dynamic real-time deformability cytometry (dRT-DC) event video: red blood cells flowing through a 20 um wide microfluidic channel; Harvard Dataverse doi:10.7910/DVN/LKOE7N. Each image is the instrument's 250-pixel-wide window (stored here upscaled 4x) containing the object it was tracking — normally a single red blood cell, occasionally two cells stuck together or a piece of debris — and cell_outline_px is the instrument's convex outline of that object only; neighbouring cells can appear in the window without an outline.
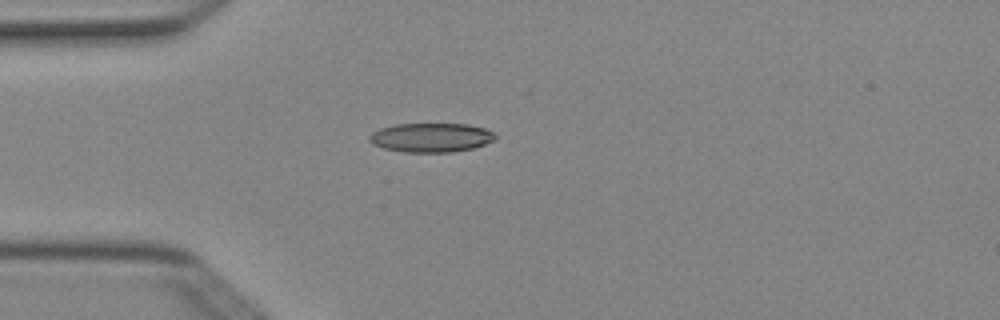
{"species": "Egyptian fruit bat (a non-hibernating species)", "species_latin": "Rousettus aegyptiacus", "temperature_condition": "cold", "stored_images_in_passage": 2, "camera_frame_rate_fps": 3000, "um_per_image_px": 0.085, "animal": {"sex": "female"}, "frame": {"image": 1, "passage_image": 1, "time_ms": 0.0, "image_size_px": [1000, 320], "cell_outline_px": [[496, 136], [492, 140], [484, 144], [472, 148], [452, 152], [404, 152], [384, 148], [372, 144], [368, 140], [368, 136], [372, 132], [380, 128], [396, 124], [468, 124], [484, 128], [496, 132]], "centroid_in_image_um": [36.62, 11.68], "position_along_channel_um": 48.4, "area_um2": 21.39}}